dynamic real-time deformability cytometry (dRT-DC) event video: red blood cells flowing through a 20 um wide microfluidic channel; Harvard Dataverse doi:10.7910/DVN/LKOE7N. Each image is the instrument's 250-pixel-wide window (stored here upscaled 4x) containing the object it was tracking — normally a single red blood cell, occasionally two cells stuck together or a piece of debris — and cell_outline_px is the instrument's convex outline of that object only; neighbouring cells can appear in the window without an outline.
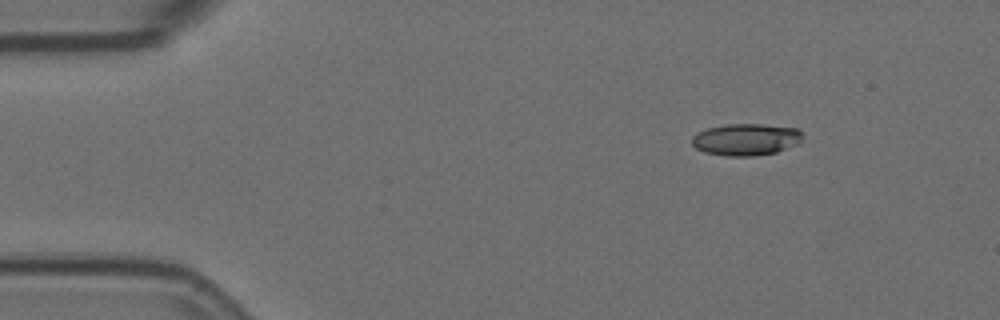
{"species": "Egyptian fruit bat (a non-hibernating species)", "species_latin": "Rousettus aegyptiacus", "temperature_condition": "room temperature", "stored_images_in_passage": 7, "camera_frame_rate_fps": 3000, "um_per_image_px": 0.085, "animal": {"sex": "female"}, "frame": {"image": 1, "passage_image": 1, "time_ms": 0.0, "image_size_px": [1000, 320], "cell_outline_px": [[800, 144], [776, 152], [756, 156], [728, 156], [704, 152], [696, 148], [692, 144], [692, 136], [708, 128], [728, 124], [760, 124], [796, 128], [800, 132]], "centroid_in_image_um": [63.41, 11.87], "position_along_channel_um": 21.6, "area_um2": 20.4}}
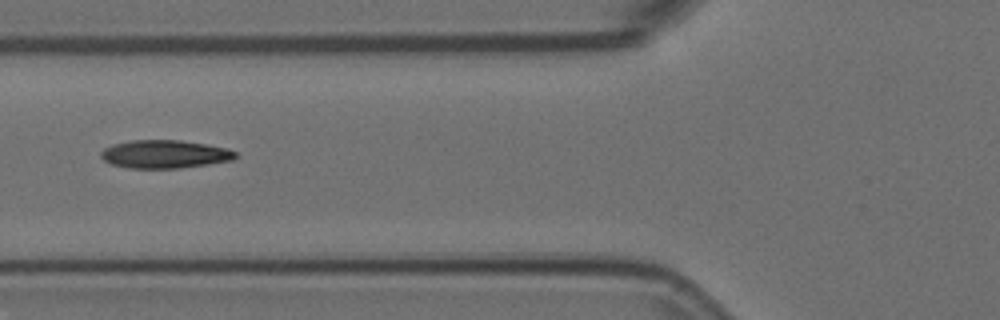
{"frame": {"image": 2, "passage_image": 5, "time_ms": 1.333, "image_size_px": [1000, 320], "cell_outline_px": [[236, 156], [232, 160], [208, 164], [180, 168], [128, 168], [112, 164], [104, 160], [100, 156], [100, 152], [104, 148], [112, 144], [132, 140], [180, 140], [228, 148], [236, 152]], "centroid_in_image_um": [13.97, 13.1], "position_along_channel_um": 111.8, "area_um2": 22.02}}
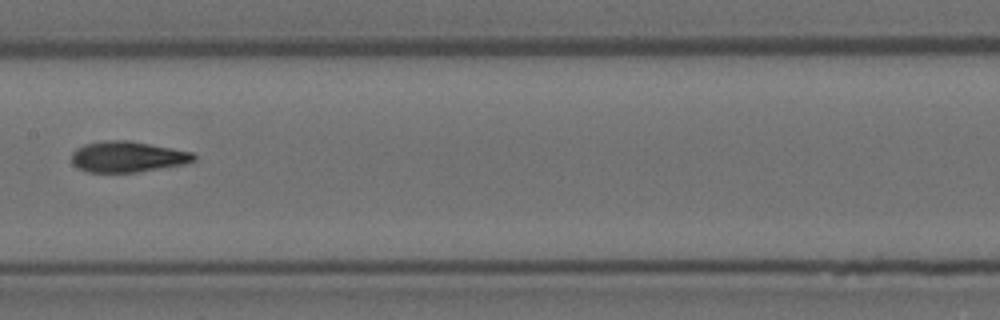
{"frame": {"image": 3, "passage_image": 7, "time_ms": 2.0, "image_size_px": [1000, 320], "cell_outline_px": [[196, 160], [184, 164], [136, 172], [88, 172], [76, 168], [72, 164], [72, 152], [76, 148], [84, 144], [104, 140], [128, 140], [172, 148], [192, 152], [196, 156]], "centroid_in_image_um": [10.8, 13.32], "position_along_channel_um": 196.6, "area_um2": 22.02}}